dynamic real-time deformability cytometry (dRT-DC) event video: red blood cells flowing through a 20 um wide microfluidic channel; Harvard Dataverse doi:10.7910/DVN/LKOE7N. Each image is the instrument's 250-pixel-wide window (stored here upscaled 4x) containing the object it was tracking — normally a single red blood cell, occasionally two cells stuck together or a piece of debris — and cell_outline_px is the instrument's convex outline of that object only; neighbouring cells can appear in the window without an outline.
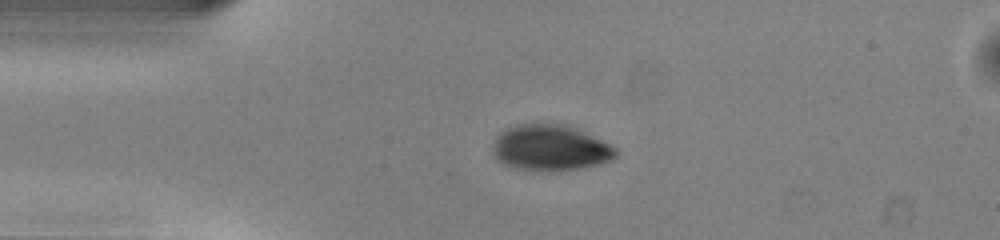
{"species": "common noctule bat (a hibernating species)", "species_latin": "Nyctalus noctula", "temperature_condition": "warm", "stored_images_in_passage": 40, "camera_frame_rate_fps": 3000, "um_per_image_px": 0.085, "animal": {"sex": "male", "body_mass_g": 13.0, "forearm_length_mm": 53.1}, "frame": {"image": 1, "passage_image": 1, "time_ms": 0.0, "image_size_px": [1000, 240], "cell_outline_px": [[620, 152], [612, 160], [600, 164], [580, 168], [516, 168], [504, 164], [496, 156], [492, 148], [492, 144], [496, 136], [500, 132], [516, 124], [540, 120], [552, 120], [568, 124], [612, 144]], "centroid_in_image_um": [46.82, 12.45], "position_along_channel_um": 38.2, "area_um2": 33.23}}
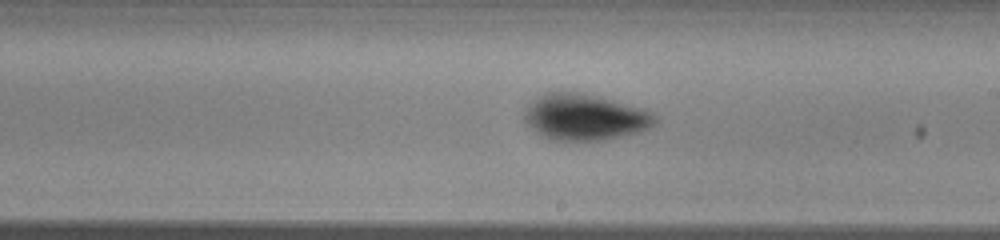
{"frame": {"image": 2, "passage_image": 18, "time_ms": 5.667, "image_size_px": [1000, 240], "cell_outline_px": [[656, 124], [640, 132], [604, 140], [552, 140], [536, 132], [524, 120], [524, 108], [532, 100], [544, 92], [580, 92], [612, 100], [640, 108], [652, 112], [656, 116]], "centroid_in_image_um": [49.68, 9.95], "position_along_channel_um": 239.3, "area_um2": 35.08}}
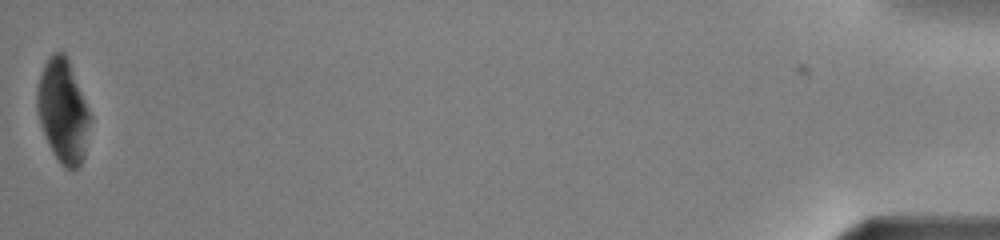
{"frame": {"image": 3, "passage_image": 40, "time_ms": 13.0, "image_size_px": [1000, 240], "cell_outline_px": [[92, 120], [84, 160], [76, 168], [64, 168], [60, 164], [52, 152], [48, 144], [40, 124], [36, 112], [36, 92], [40, 76], [44, 64], [48, 56], [52, 52], [64, 52], [68, 60], [92, 116]], "centroid_in_image_um": [5.36, 9.47], "position_along_channel_um": 429.8, "area_um2": 32.37}}